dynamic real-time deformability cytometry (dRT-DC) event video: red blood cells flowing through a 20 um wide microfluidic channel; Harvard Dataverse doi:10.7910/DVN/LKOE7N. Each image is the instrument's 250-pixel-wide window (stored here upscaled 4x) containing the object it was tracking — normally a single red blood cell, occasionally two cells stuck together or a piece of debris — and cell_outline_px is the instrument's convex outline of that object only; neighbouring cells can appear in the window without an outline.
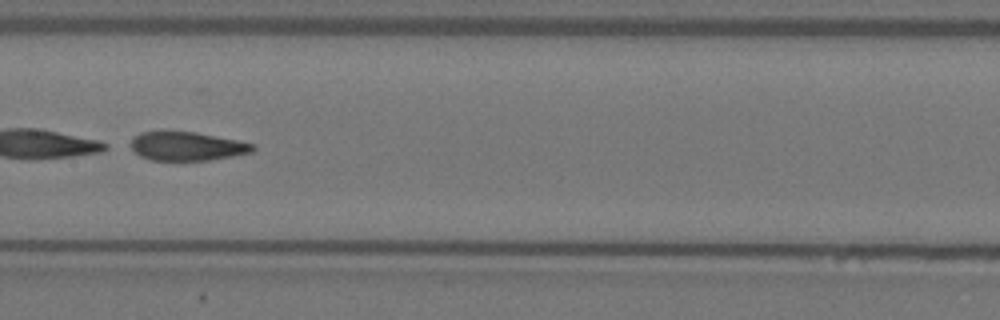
{"species": "Egyptian fruit bat (a non-hibernating species)", "species_latin": "Rousettus aegyptiacus", "temperature_condition": "warm", "stored_images_in_passage": 55, "camera_frame_rate_fps": 3000, "um_per_image_px": 0.085, "animal": {"sex": "female"}, "frame": {"image": 1, "passage_image": 27, "time_ms": 8.667, "image_size_px": [1000, 320], "cell_outline_px": [[256, 148], [252, 152], [232, 156], [208, 160], [152, 160], [140, 156], [132, 148], [132, 136], [140, 132], [196, 132], [256, 144]], "centroid_in_image_um": [15.91, 12.43], "position_along_channel_um": 191.5, "area_um2": 20.23}}
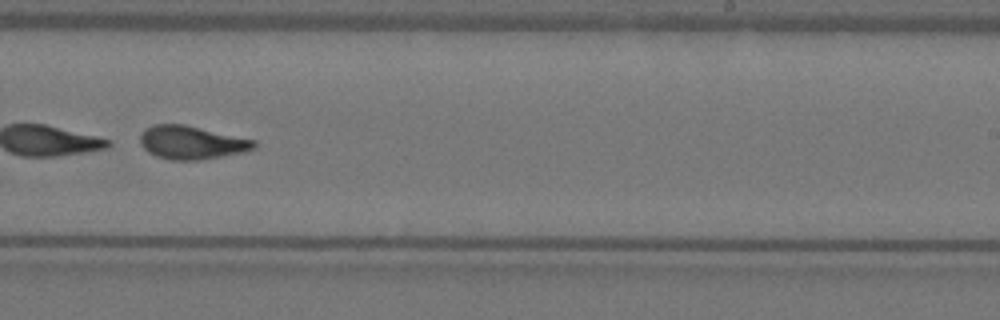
{"frame": {"image": 2, "passage_image": 34, "time_ms": 11.0, "image_size_px": [1000, 320], "cell_outline_px": [[256, 148], [244, 152], [196, 160], [172, 160], [156, 156], [148, 152], [140, 144], [140, 136], [144, 128], [152, 124], [184, 124], [256, 140]], "centroid_in_image_um": [16.26, 12.1], "position_along_channel_um": 272.7, "area_um2": 22.14}}